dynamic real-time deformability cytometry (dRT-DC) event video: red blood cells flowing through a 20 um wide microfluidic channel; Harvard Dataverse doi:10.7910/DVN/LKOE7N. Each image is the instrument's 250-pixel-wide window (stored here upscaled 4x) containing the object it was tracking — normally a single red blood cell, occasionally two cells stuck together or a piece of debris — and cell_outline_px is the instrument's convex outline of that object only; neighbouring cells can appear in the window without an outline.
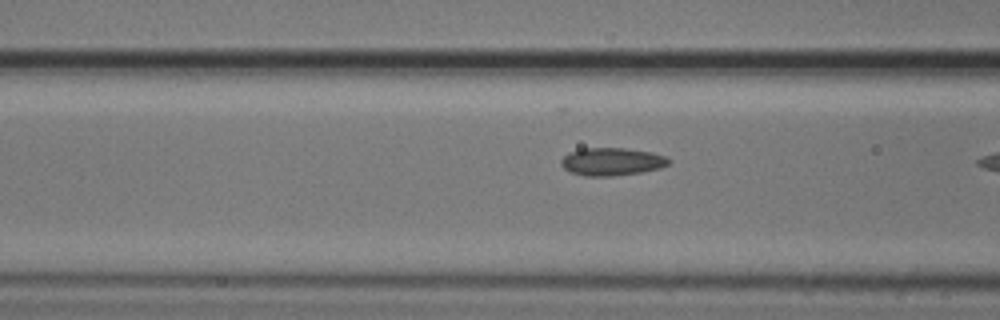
{"species": "common noctule bat (a hibernating species)", "species_latin": "Nyctalus noctula", "temperature_condition": "cold", "stored_images_in_passage": 9, "camera_frame_rate_fps": 3000, "um_per_image_px": 0.085, "animal": {"sex": "male", "body_mass_g": 20.5, "forearm_length_mm": 52.5}, "frame": {"image": 1, "passage_image": 8, "time_ms": 2.333, "image_size_px": [1000, 320], "cell_outline_px": [[672, 160], [668, 164], [660, 168], [640, 172], [612, 176], [584, 176], [572, 172], [564, 168], [560, 164], [560, 160], [568, 152], [580, 148], [624, 148], [652, 152], [668, 156]], "centroid_in_image_um": [52.01, 13.73], "position_along_channel_um": 114.6, "area_um2": 17.57}}